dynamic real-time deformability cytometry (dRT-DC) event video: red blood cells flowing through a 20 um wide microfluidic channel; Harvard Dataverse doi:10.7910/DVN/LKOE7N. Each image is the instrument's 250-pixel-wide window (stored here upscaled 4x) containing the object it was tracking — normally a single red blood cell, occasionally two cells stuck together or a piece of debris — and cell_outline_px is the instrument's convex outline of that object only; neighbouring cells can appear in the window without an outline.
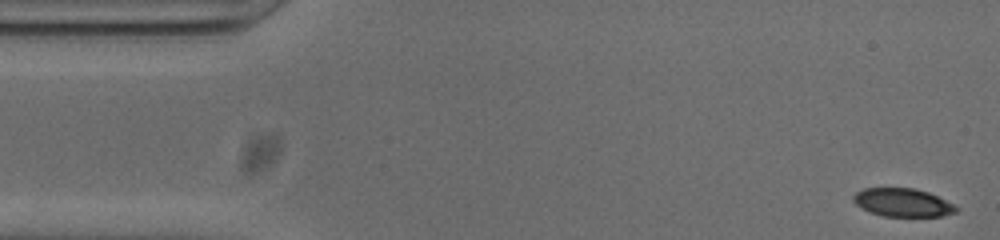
{"species": "common noctule bat (a hibernating species)", "species_latin": "Nyctalus noctula", "temperature_condition": "cold", "stored_images_in_passage": 52, "camera_frame_rate_fps": 3000, "um_per_image_px": 0.085, "animal": {"sex": "male", "body_mass_g": 20.0, "forearm_length_mm": 53.3}, "frame": {"image": 1, "passage_image": 1, "time_ms": 0.0, "image_size_px": [1000, 240], "cell_outline_px": [[960, 208], [956, 212], [940, 216], [884, 216], [868, 212], [860, 208], [852, 200], [852, 196], [856, 192], [864, 188], [912, 188], [928, 192]], "centroid_in_image_um": [76.67, 17.22], "position_along_channel_um": 8.3, "area_um2": 16.88}}
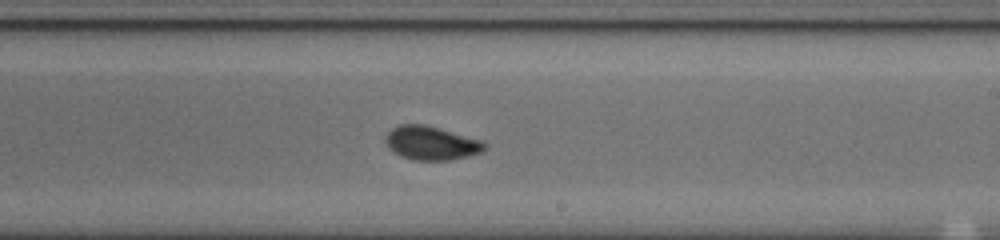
{"frame": {"image": 2, "passage_image": 29, "time_ms": 9.333, "image_size_px": [1000, 240], "cell_outline_px": [[488, 148], [480, 152], [448, 160], [412, 160], [400, 156], [388, 148], [384, 140], [384, 136], [392, 128], [400, 124], [424, 124], [440, 128], [484, 140], [488, 144]], "centroid_in_image_um": [36.65, 12.15], "position_along_channel_um": 252.4, "area_um2": 19.71}}
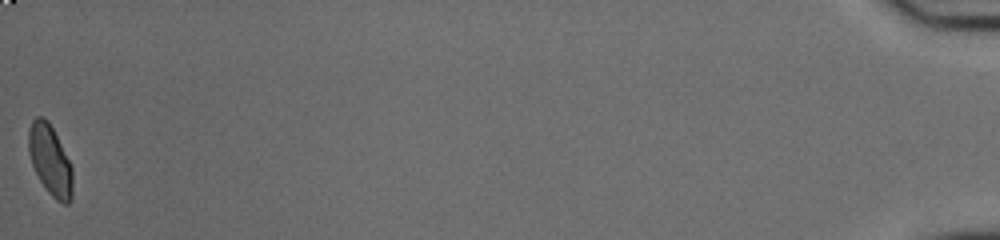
{"frame": {"image": 3, "passage_image": 52, "time_ms": 17.0, "image_size_px": [1000, 240], "cell_outline_px": [[72, 200], [68, 204], [64, 204], [56, 200], [44, 188], [32, 164], [28, 152], [28, 128], [32, 120], [36, 116], [44, 116], [48, 120], [72, 168]], "centroid_in_image_um": [4.24, 13.62], "position_along_channel_um": 431.0, "area_um2": 17.98}, "authors_computed_cell_mechanics": {"area_um2": 18.8428, "velocity_mm_per_s": 3.8016, "shape_relaxation_time_tau1_ms": 7.017, "shape_relaxation_time_tau2_ms": 1.2144, "deformation_change_tau1": 0.1617, "deformation_change_tau2": 0.0391}}